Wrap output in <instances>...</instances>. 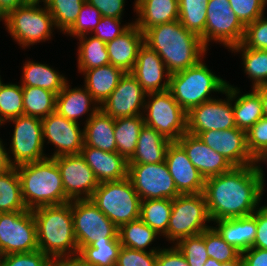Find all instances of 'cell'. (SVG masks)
Returning a JSON list of instances; mask_svg holds the SVG:
<instances>
[{
	"label": "cell",
	"mask_w": 267,
	"mask_h": 266,
	"mask_svg": "<svg viewBox=\"0 0 267 266\" xmlns=\"http://www.w3.org/2000/svg\"><path fill=\"white\" fill-rule=\"evenodd\" d=\"M260 165L233 167L205 179L203 194L211 221L252 215L260 206L265 177Z\"/></svg>",
	"instance_id": "6da1fadb"
},
{
	"label": "cell",
	"mask_w": 267,
	"mask_h": 266,
	"mask_svg": "<svg viewBox=\"0 0 267 266\" xmlns=\"http://www.w3.org/2000/svg\"><path fill=\"white\" fill-rule=\"evenodd\" d=\"M143 34L144 44L157 52L171 74L195 66L208 50L179 20L156 25Z\"/></svg>",
	"instance_id": "7a4b0ae2"
},
{
	"label": "cell",
	"mask_w": 267,
	"mask_h": 266,
	"mask_svg": "<svg viewBox=\"0 0 267 266\" xmlns=\"http://www.w3.org/2000/svg\"><path fill=\"white\" fill-rule=\"evenodd\" d=\"M39 250L52 260L78 255L71 201L32 210Z\"/></svg>",
	"instance_id": "3957f363"
},
{
	"label": "cell",
	"mask_w": 267,
	"mask_h": 266,
	"mask_svg": "<svg viewBox=\"0 0 267 266\" xmlns=\"http://www.w3.org/2000/svg\"><path fill=\"white\" fill-rule=\"evenodd\" d=\"M16 169L21 183L22 198L28 210L69 202L59 167L53 158L22 164Z\"/></svg>",
	"instance_id": "277c9868"
},
{
	"label": "cell",
	"mask_w": 267,
	"mask_h": 266,
	"mask_svg": "<svg viewBox=\"0 0 267 266\" xmlns=\"http://www.w3.org/2000/svg\"><path fill=\"white\" fill-rule=\"evenodd\" d=\"M202 61L170 76L168 91L186 113L203 102L215 99L209 95L212 92L223 93L228 84Z\"/></svg>",
	"instance_id": "5b68a950"
},
{
	"label": "cell",
	"mask_w": 267,
	"mask_h": 266,
	"mask_svg": "<svg viewBox=\"0 0 267 266\" xmlns=\"http://www.w3.org/2000/svg\"><path fill=\"white\" fill-rule=\"evenodd\" d=\"M90 200L118 228L140 218L142 200L128 177L100 183Z\"/></svg>",
	"instance_id": "8992f818"
},
{
	"label": "cell",
	"mask_w": 267,
	"mask_h": 266,
	"mask_svg": "<svg viewBox=\"0 0 267 266\" xmlns=\"http://www.w3.org/2000/svg\"><path fill=\"white\" fill-rule=\"evenodd\" d=\"M39 5V2H28L0 19L4 20L11 37L23 48L49 40L53 36L52 30L56 28L46 5Z\"/></svg>",
	"instance_id": "52a82bcc"
},
{
	"label": "cell",
	"mask_w": 267,
	"mask_h": 266,
	"mask_svg": "<svg viewBox=\"0 0 267 266\" xmlns=\"http://www.w3.org/2000/svg\"><path fill=\"white\" fill-rule=\"evenodd\" d=\"M207 222H211V218L203 192L180 194L172 200V211L164 237L176 244L183 238L199 235L210 228Z\"/></svg>",
	"instance_id": "ba28073f"
},
{
	"label": "cell",
	"mask_w": 267,
	"mask_h": 266,
	"mask_svg": "<svg viewBox=\"0 0 267 266\" xmlns=\"http://www.w3.org/2000/svg\"><path fill=\"white\" fill-rule=\"evenodd\" d=\"M143 109L144 124L158 131L171 142H177L187 133V113L171 93H148Z\"/></svg>",
	"instance_id": "9c48e42d"
},
{
	"label": "cell",
	"mask_w": 267,
	"mask_h": 266,
	"mask_svg": "<svg viewBox=\"0 0 267 266\" xmlns=\"http://www.w3.org/2000/svg\"><path fill=\"white\" fill-rule=\"evenodd\" d=\"M71 211L78 251L95 241H112L118 236L119 228L90 199L71 201Z\"/></svg>",
	"instance_id": "30bf717a"
},
{
	"label": "cell",
	"mask_w": 267,
	"mask_h": 266,
	"mask_svg": "<svg viewBox=\"0 0 267 266\" xmlns=\"http://www.w3.org/2000/svg\"><path fill=\"white\" fill-rule=\"evenodd\" d=\"M14 123L13 136L10 143V154L7 153L11 167L32 163L48 158L44 154L42 122L40 118L22 115L7 122Z\"/></svg>",
	"instance_id": "8fae6325"
},
{
	"label": "cell",
	"mask_w": 267,
	"mask_h": 266,
	"mask_svg": "<svg viewBox=\"0 0 267 266\" xmlns=\"http://www.w3.org/2000/svg\"><path fill=\"white\" fill-rule=\"evenodd\" d=\"M0 248L4 255L39 249L32 210L0 213Z\"/></svg>",
	"instance_id": "7c38bea8"
},
{
	"label": "cell",
	"mask_w": 267,
	"mask_h": 266,
	"mask_svg": "<svg viewBox=\"0 0 267 266\" xmlns=\"http://www.w3.org/2000/svg\"><path fill=\"white\" fill-rule=\"evenodd\" d=\"M244 32L245 26L232 11L229 0H209L205 31L200 37L207 48L208 43L214 40L230 50L241 44Z\"/></svg>",
	"instance_id": "4fadbf2b"
},
{
	"label": "cell",
	"mask_w": 267,
	"mask_h": 266,
	"mask_svg": "<svg viewBox=\"0 0 267 266\" xmlns=\"http://www.w3.org/2000/svg\"><path fill=\"white\" fill-rule=\"evenodd\" d=\"M128 178L141 200H173L180 195L165 161L155 164H128Z\"/></svg>",
	"instance_id": "5bb4252c"
},
{
	"label": "cell",
	"mask_w": 267,
	"mask_h": 266,
	"mask_svg": "<svg viewBox=\"0 0 267 266\" xmlns=\"http://www.w3.org/2000/svg\"><path fill=\"white\" fill-rule=\"evenodd\" d=\"M226 100L212 99L192 108L187 113V133L197 136L209 130H226L236 127L232 109V85L227 84Z\"/></svg>",
	"instance_id": "9a60e30c"
},
{
	"label": "cell",
	"mask_w": 267,
	"mask_h": 266,
	"mask_svg": "<svg viewBox=\"0 0 267 266\" xmlns=\"http://www.w3.org/2000/svg\"><path fill=\"white\" fill-rule=\"evenodd\" d=\"M59 167L67 200L90 199L100 184L81 154L53 158Z\"/></svg>",
	"instance_id": "2e32d148"
},
{
	"label": "cell",
	"mask_w": 267,
	"mask_h": 266,
	"mask_svg": "<svg viewBox=\"0 0 267 266\" xmlns=\"http://www.w3.org/2000/svg\"><path fill=\"white\" fill-rule=\"evenodd\" d=\"M43 131V143H52L56 150L52 156L80 154L84 146V129H80L79 123L66 119L56 111L41 119Z\"/></svg>",
	"instance_id": "e0dca14e"
},
{
	"label": "cell",
	"mask_w": 267,
	"mask_h": 266,
	"mask_svg": "<svg viewBox=\"0 0 267 266\" xmlns=\"http://www.w3.org/2000/svg\"><path fill=\"white\" fill-rule=\"evenodd\" d=\"M146 95L138 80L126 72L100 108L115 119L142 115Z\"/></svg>",
	"instance_id": "ac0fdd59"
},
{
	"label": "cell",
	"mask_w": 267,
	"mask_h": 266,
	"mask_svg": "<svg viewBox=\"0 0 267 266\" xmlns=\"http://www.w3.org/2000/svg\"><path fill=\"white\" fill-rule=\"evenodd\" d=\"M198 138L221 154L234 167L254 165L256 160L247 148L246 131L237 127L226 130L200 132Z\"/></svg>",
	"instance_id": "d6986e66"
},
{
	"label": "cell",
	"mask_w": 267,
	"mask_h": 266,
	"mask_svg": "<svg viewBox=\"0 0 267 266\" xmlns=\"http://www.w3.org/2000/svg\"><path fill=\"white\" fill-rule=\"evenodd\" d=\"M130 73L138 80L147 94L164 92L169 88L171 73L157 52L146 44L140 47L136 63Z\"/></svg>",
	"instance_id": "ffe728a7"
},
{
	"label": "cell",
	"mask_w": 267,
	"mask_h": 266,
	"mask_svg": "<svg viewBox=\"0 0 267 266\" xmlns=\"http://www.w3.org/2000/svg\"><path fill=\"white\" fill-rule=\"evenodd\" d=\"M165 162L180 194L203 192L205 178L192 164L184 149L177 142H171L168 146Z\"/></svg>",
	"instance_id": "44dd1931"
},
{
	"label": "cell",
	"mask_w": 267,
	"mask_h": 266,
	"mask_svg": "<svg viewBox=\"0 0 267 266\" xmlns=\"http://www.w3.org/2000/svg\"><path fill=\"white\" fill-rule=\"evenodd\" d=\"M177 143L205 179L228 172L234 167L221 154L202 142L198 136L185 133Z\"/></svg>",
	"instance_id": "7402d4cb"
},
{
	"label": "cell",
	"mask_w": 267,
	"mask_h": 266,
	"mask_svg": "<svg viewBox=\"0 0 267 266\" xmlns=\"http://www.w3.org/2000/svg\"><path fill=\"white\" fill-rule=\"evenodd\" d=\"M99 183L119 181L128 177V160L117 152L83 146L80 151Z\"/></svg>",
	"instance_id": "603a6c76"
},
{
	"label": "cell",
	"mask_w": 267,
	"mask_h": 266,
	"mask_svg": "<svg viewBox=\"0 0 267 266\" xmlns=\"http://www.w3.org/2000/svg\"><path fill=\"white\" fill-rule=\"evenodd\" d=\"M144 44V34L135 25L106 43L110 64L122 69L125 73L131 72L136 63L138 51Z\"/></svg>",
	"instance_id": "cb8c5ba5"
},
{
	"label": "cell",
	"mask_w": 267,
	"mask_h": 266,
	"mask_svg": "<svg viewBox=\"0 0 267 266\" xmlns=\"http://www.w3.org/2000/svg\"><path fill=\"white\" fill-rule=\"evenodd\" d=\"M68 81L62 91L56 95L55 111L66 119L77 122L79 117L89 113L86 122L92 115L99 110V104L93 99L92 95L84 88H69ZM92 106V108H91Z\"/></svg>",
	"instance_id": "d4e9b609"
},
{
	"label": "cell",
	"mask_w": 267,
	"mask_h": 266,
	"mask_svg": "<svg viewBox=\"0 0 267 266\" xmlns=\"http://www.w3.org/2000/svg\"><path fill=\"white\" fill-rule=\"evenodd\" d=\"M134 9L138 16L134 24L143 33L156 25L179 20L178 0H135Z\"/></svg>",
	"instance_id": "484cf974"
},
{
	"label": "cell",
	"mask_w": 267,
	"mask_h": 266,
	"mask_svg": "<svg viewBox=\"0 0 267 266\" xmlns=\"http://www.w3.org/2000/svg\"><path fill=\"white\" fill-rule=\"evenodd\" d=\"M218 234L241 253L254 245L257 233L256 217L252 215L213 221Z\"/></svg>",
	"instance_id": "4316f807"
},
{
	"label": "cell",
	"mask_w": 267,
	"mask_h": 266,
	"mask_svg": "<svg viewBox=\"0 0 267 266\" xmlns=\"http://www.w3.org/2000/svg\"><path fill=\"white\" fill-rule=\"evenodd\" d=\"M114 125L115 118L99 108L84 125V146L116 152Z\"/></svg>",
	"instance_id": "83f0119b"
},
{
	"label": "cell",
	"mask_w": 267,
	"mask_h": 266,
	"mask_svg": "<svg viewBox=\"0 0 267 266\" xmlns=\"http://www.w3.org/2000/svg\"><path fill=\"white\" fill-rule=\"evenodd\" d=\"M79 72L85 75L84 86L99 106L105 102L125 74L122 69L111 64Z\"/></svg>",
	"instance_id": "f1b7e54d"
},
{
	"label": "cell",
	"mask_w": 267,
	"mask_h": 266,
	"mask_svg": "<svg viewBox=\"0 0 267 266\" xmlns=\"http://www.w3.org/2000/svg\"><path fill=\"white\" fill-rule=\"evenodd\" d=\"M171 141L158 131L144 124L137 141L136 151L128 164H155L165 161Z\"/></svg>",
	"instance_id": "f546056e"
},
{
	"label": "cell",
	"mask_w": 267,
	"mask_h": 266,
	"mask_svg": "<svg viewBox=\"0 0 267 266\" xmlns=\"http://www.w3.org/2000/svg\"><path fill=\"white\" fill-rule=\"evenodd\" d=\"M240 93L238 87L232 86V109L236 127L247 132L258 120L264 117L262 102L259 93L254 88H252V92L249 91L243 95Z\"/></svg>",
	"instance_id": "4dcf8cb0"
},
{
	"label": "cell",
	"mask_w": 267,
	"mask_h": 266,
	"mask_svg": "<svg viewBox=\"0 0 267 266\" xmlns=\"http://www.w3.org/2000/svg\"><path fill=\"white\" fill-rule=\"evenodd\" d=\"M67 81L63 74L47 64L29 60L23 64L21 86L40 87L57 95L62 91Z\"/></svg>",
	"instance_id": "1f68e13d"
},
{
	"label": "cell",
	"mask_w": 267,
	"mask_h": 266,
	"mask_svg": "<svg viewBox=\"0 0 267 266\" xmlns=\"http://www.w3.org/2000/svg\"><path fill=\"white\" fill-rule=\"evenodd\" d=\"M144 126L142 115L115 119L116 152L129 160L136 151L139 133Z\"/></svg>",
	"instance_id": "d6a6232c"
},
{
	"label": "cell",
	"mask_w": 267,
	"mask_h": 266,
	"mask_svg": "<svg viewBox=\"0 0 267 266\" xmlns=\"http://www.w3.org/2000/svg\"><path fill=\"white\" fill-rule=\"evenodd\" d=\"M119 239L121 246L139 250V251H152L157 252L161 248L152 247L146 250L159 234L144 223L140 218L128 222L119 228Z\"/></svg>",
	"instance_id": "836d02e7"
},
{
	"label": "cell",
	"mask_w": 267,
	"mask_h": 266,
	"mask_svg": "<svg viewBox=\"0 0 267 266\" xmlns=\"http://www.w3.org/2000/svg\"><path fill=\"white\" fill-rule=\"evenodd\" d=\"M21 183L16 167L0 174V213L24 211Z\"/></svg>",
	"instance_id": "e575fe53"
},
{
	"label": "cell",
	"mask_w": 267,
	"mask_h": 266,
	"mask_svg": "<svg viewBox=\"0 0 267 266\" xmlns=\"http://www.w3.org/2000/svg\"><path fill=\"white\" fill-rule=\"evenodd\" d=\"M22 92L24 115L43 119L55 112V93L32 86H22Z\"/></svg>",
	"instance_id": "d590c367"
},
{
	"label": "cell",
	"mask_w": 267,
	"mask_h": 266,
	"mask_svg": "<svg viewBox=\"0 0 267 266\" xmlns=\"http://www.w3.org/2000/svg\"><path fill=\"white\" fill-rule=\"evenodd\" d=\"M232 52L242 53L244 73L252 80V87L267 86V50L252 49L242 44L233 46Z\"/></svg>",
	"instance_id": "8d00e7d4"
},
{
	"label": "cell",
	"mask_w": 267,
	"mask_h": 266,
	"mask_svg": "<svg viewBox=\"0 0 267 266\" xmlns=\"http://www.w3.org/2000/svg\"><path fill=\"white\" fill-rule=\"evenodd\" d=\"M78 37V70H89L110 64L106 43L95 36Z\"/></svg>",
	"instance_id": "74e56055"
},
{
	"label": "cell",
	"mask_w": 267,
	"mask_h": 266,
	"mask_svg": "<svg viewBox=\"0 0 267 266\" xmlns=\"http://www.w3.org/2000/svg\"><path fill=\"white\" fill-rule=\"evenodd\" d=\"M172 211V199H147L141 201L140 219L160 236L165 235Z\"/></svg>",
	"instance_id": "f35d334b"
},
{
	"label": "cell",
	"mask_w": 267,
	"mask_h": 266,
	"mask_svg": "<svg viewBox=\"0 0 267 266\" xmlns=\"http://www.w3.org/2000/svg\"><path fill=\"white\" fill-rule=\"evenodd\" d=\"M120 248L118 235L112 241H95L90 246L82 247L77 256L93 266H116Z\"/></svg>",
	"instance_id": "ab89813d"
},
{
	"label": "cell",
	"mask_w": 267,
	"mask_h": 266,
	"mask_svg": "<svg viewBox=\"0 0 267 266\" xmlns=\"http://www.w3.org/2000/svg\"><path fill=\"white\" fill-rule=\"evenodd\" d=\"M208 2L209 0H178L179 22L199 37L205 31Z\"/></svg>",
	"instance_id": "60d3db41"
},
{
	"label": "cell",
	"mask_w": 267,
	"mask_h": 266,
	"mask_svg": "<svg viewBox=\"0 0 267 266\" xmlns=\"http://www.w3.org/2000/svg\"><path fill=\"white\" fill-rule=\"evenodd\" d=\"M86 0H46L48 11L53 17L55 26L66 33L75 23L80 9Z\"/></svg>",
	"instance_id": "b9f144b4"
},
{
	"label": "cell",
	"mask_w": 267,
	"mask_h": 266,
	"mask_svg": "<svg viewBox=\"0 0 267 266\" xmlns=\"http://www.w3.org/2000/svg\"><path fill=\"white\" fill-rule=\"evenodd\" d=\"M22 115H24L22 86L4 84L0 91V126Z\"/></svg>",
	"instance_id": "7bdbcfd3"
},
{
	"label": "cell",
	"mask_w": 267,
	"mask_h": 266,
	"mask_svg": "<svg viewBox=\"0 0 267 266\" xmlns=\"http://www.w3.org/2000/svg\"><path fill=\"white\" fill-rule=\"evenodd\" d=\"M205 245L208 257L220 263L242 260L241 252L234 246L228 244L213 226L205 230Z\"/></svg>",
	"instance_id": "ee69618b"
},
{
	"label": "cell",
	"mask_w": 267,
	"mask_h": 266,
	"mask_svg": "<svg viewBox=\"0 0 267 266\" xmlns=\"http://www.w3.org/2000/svg\"><path fill=\"white\" fill-rule=\"evenodd\" d=\"M174 245L190 266H203L209 258L205 245V230L199 235L183 238Z\"/></svg>",
	"instance_id": "f6af8a7d"
},
{
	"label": "cell",
	"mask_w": 267,
	"mask_h": 266,
	"mask_svg": "<svg viewBox=\"0 0 267 266\" xmlns=\"http://www.w3.org/2000/svg\"><path fill=\"white\" fill-rule=\"evenodd\" d=\"M101 17L100 11L85 1L80 9L77 20L65 34L77 38L83 35H89L99 24Z\"/></svg>",
	"instance_id": "bcb514c9"
},
{
	"label": "cell",
	"mask_w": 267,
	"mask_h": 266,
	"mask_svg": "<svg viewBox=\"0 0 267 266\" xmlns=\"http://www.w3.org/2000/svg\"><path fill=\"white\" fill-rule=\"evenodd\" d=\"M229 2L232 11L244 26L264 15L266 0H229Z\"/></svg>",
	"instance_id": "7dc6e473"
},
{
	"label": "cell",
	"mask_w": 267,
	"mask_h": 266,
	"mask_svg": "<svg viewBox=\"0 0 267 266\" xmlns=\"http://www.w3.org/2000/svg\"><path fill=\"white\" fill-rule=\"evenodd\" d=\"M247 148L257 160L267 151V118L258 120L247 132Z\"/></svg>",
	"instance_id": "c3c4849f"
},
{
	"label": "cell",
	"mask_w": 267,
	"mask_h": 266,
	"mask_svg": "<svg viewBox=\"0 0 267 266\" xmlns=\"http://www.w3.org/2000/svg\"><path fill=\"white\" fill-rule=\"evenodd\" d=\"M241 44L247 48L267 50V18L264 15L245 26Z\"/></svg>",
	"instance_id": "681fc988"
},
{
	"label": "cell",
	"mask_w": 267,
	"mask_h": 266,
	"mask_svg": "<svg viewBox=\"0 0 267 266\" xmlns=\"http://www.w3.org/2000/svg\"><path fill=\"white\" fill-rule=\"evenodd\" d=\"M157 252L139 251L121 246L116 266H156Z\"/></svg>",
	"instance_id": "f907efd6"
},
{
	"label": "cell",
	"mask_w": 267,
	"mask_h": 266,
	"mask_svg": "<svg viewBox=\"0 0 267 266\" xmlns=\"http://www.w3.org/2000/svg\"><path fill=\"white\" fill-rule=\"evenodd\" d=\"M121 19H117L114 17H101L99 24L96 26L94 31L91 33L93 36L99 38L103 42L107 43L109 41L114 40L116 37L122 35L126 32L132 23L121 25Z\"/></svg>",
	"instance_id": "816d5d0a"
},
{
	"label": "cell",
	"mask_w": 267,
	"mask_h": 266,
	"mask_svg": "<svg viewBox=\"0 0 267 266\" xmlns=\"http://www.w3.org/2000/svg\"><path fill=\"white\" fill-rule=\"evenodd\" d=\"M52 259L39 249L29 253L4 255L2 266H51Z\"/></svg>",
	"instance_id": "f5cc1de1"
},
{
	"label": "cell",
	"mask_w": 267,
	"mask_h": 266,
	"mask_svg": "<svg viewBox=\"0 0 267 266\" xmlns=\"http://www.w3.org/2000/svg\"><path fill=\"white\" fill-rule=\"evenodd\" d=\"M156 266H190L178 250V248L172 245L169 248H161L157 251Z\"/></svg>",
	"instance_id": "db71d44e"
},
{
	"label": "cell",
	"mask_w": 267,
	"mask_h": 266,
	"mask_svg": "<svg viewBox=\"0 0 267 266\" xmlns=\"http://www.w3.org/2000/svg\"><path fill=\"white\" fill-rule=\"evenodd\" d=\"M90 5L96 7L103 17H114L122 19L125 0H86Z\"/></svg>",
	"instance_id": "11a10c76"
},
{
	"label": "cell",
	"mask_w": 267,
	"mask_h": 266,
	"mask_svg": "<svg viewBox=\"0 0 267 266\" xmlns=\"http://www.w3.org/2000/svg\"><path fill=\"white\" fill-rule=\"evenodd\" d=\"M253 215L256 217L257 225L253 247L267 250V205L259 207Z\"/></svg>",
	"instance_id": "9f6ffc18"
},
{
	"label": "cell",
	"mask_w": 267,
	"mask_h": 266,
	"mask_svg": "<svg viewBox=\"0 0 267 266\" xmlns=\"http://www.w3.org/2000/svg\"><path fill=\"white\" fill-rule=\"evenodd\" d=\"M243 266H267V250L251 247L241 253Z\"/></svg>",
	"instance_id": "6f0895ef"
},
{
	"label": "cell",
	"mask_w": 267,
	"mask_h": 266,
	"mask_svg": "<svg viewBox=\"0 0 267 266\" xmlns=\"http://www.w3.org/2000/svg\"><path fill=\"white\" fill-rule=\"evenodd\" d=\"M51 266H93L85 263L79 256L54 259Z\"/></svg>",
	"instance_id": "680465c9"
},
{
	"label": "cell",
	"mask_w": 267,
	"mask_h": 266,
	"mask_svg": "<svg viewBox=\"0 0 267 266\" xmlns=\"http://www.w3.org/2000/svg\"><path fill=\"white\" fill-rule=\"evenodd\" d=\"M28 2V0H0V19H2L9 11Z\"/></svg>",
	"instance_id": "91938a15"
},
{
	"label": "cell",
	"mask_w": 267,
	"mask_h": 266,
	"mask_svg": "<svg viewBox=\"0 0 267 266\" xmlns=\"http://www.w3.org/2000/svg\"><path fill=\"white\" fill-rule=\"evenodd\" d=\"M4 145L5 144H3L0 138V174L7 171L11 167L7 157L8 152Z\"/></svg>",
	"instance_id": "94428289"
},
{
	"label": "cell",
	"mask_w": 267,
	"mask_h": 266,
	"mask_svg": "<svg viewBox=\"0 0 267 266\" xmlns=\"http://www.w3.org/2000/svg\"><path fill=\"white\" fill-rule=\"evenodd\" d=\"M260 95L262 102V113L267 118V86H258L254 88Z\"/></svg>",
	"instance_id": "6125c7cd"
},
{
	"label": "cell",
	"mask_w": 267,
	"mask_h": 266,
	"mask_svg": "<svg viewBox=\"0 0 267 266\" xmlns=\"http://www.w3.org/2000/svg\"><path fill=\"white\" fill-rule=\"evenodd\" d=\"M217 266H243L242 260H233L230 262L220 263L217 261Z\"/></svg>",
	"instance_id": "be15d7a7"
},
{
	"label": "cell",
	"mask_w": 267,
	"mask_h": 266,
	"mask_svg": "<svg viewBox=\"0 0 267 266\" xmlns=\"http://www.w3.org/2000/svg\"><path fill=\"white\" fill-rule=\"evenodd\" d=\"M203 266H217V260L209 257Z\"/></svg>",
	"instance_id": "e7e4bbea"
},
{
	"label": "cell",
	"mask_w": 267,
	"mask_h": 266,
	"mask_svg": "<svg viewBox=\"0 0 267 266\" xmlns=\"http://www.w3.org/2000/svg\"><path fill=\"white\" fill-rule=\"evenodd\" d=\"M261 162H266L267 163V157H259L257 160H256V165H260Z\"/></svg>",
	"instance_id": "03108f58"
},
{
	"label": "cell",
	"mask_w": 267,
	"mask_h": 266,
	"mask_svg": "<svg viewBox=\"0 0 267 266\" xmlns=\"http://www.w3.org/2000/svg\"><path fill=\"white\" fill-rule=\"evenodd\" d=\"M3 259H4V253H3L2 249L0 248V266H2V264H3Z\"/></svg>",
	"instance_id": "003e7915"
},
{
	"label": "cell",
	"mask_w": 267,
	"mask_h": 266,
	"mask_svg": "<svg viewBox=\"0 0 267 266\" xmlns=\"http://www.w3.org/2000/svg\"><path fill=\"white\" fill-rule=\"evenodd\" d=\"M29 2H45L46 0H28Z\"/></svg>",
	"instance_id": "a7ac6f4b"
},
{
	"label": "cell",
	"mask_w": 267,
	"mask_h": 266,
	"mask_svg": "<svg viewBox=\"0 0 267 266\" xmlns=\"http://www.w3.org/2000/svg\"><path fill=\"white\" fill-rule=\"evenodd\" d=\"M4 84H5V83H3V82L1 81V76H0V91H1V89H2V87H3Z\"/></svg>",
	"instance_id": "89a4df30"
},
{
	"label": "cell",
	"mask_w": 267,
	"mask_h": 266,
	"mask_svg": "<svg viewBox=\"0 0 267 266\" xmlns=\"http://www.w3.org/2000/svg\"><path fill=\"white\" fill-rule=\"evenodd\" d=\"M260 157H267V151Z\"/></svg>",
	"instance_id": "2644e50d"
}]
</instances>
